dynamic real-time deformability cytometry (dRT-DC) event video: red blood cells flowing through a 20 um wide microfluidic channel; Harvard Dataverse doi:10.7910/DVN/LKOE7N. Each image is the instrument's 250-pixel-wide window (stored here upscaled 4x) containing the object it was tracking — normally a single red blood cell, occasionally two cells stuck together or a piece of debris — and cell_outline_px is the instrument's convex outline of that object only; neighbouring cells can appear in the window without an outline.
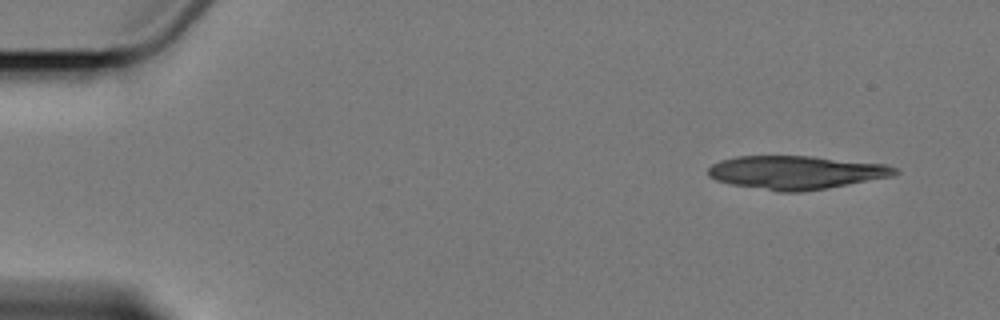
{"species": "Egyptian fruit bat (a non-hibernating species)", "species_latin": "Rousettus aegyptiacus", "temperature_condition": "cold", "stored_images_in_passage": 5, "camera_frame_rate_fps": 3000, "um_per_image_px": 0.085, "animal": {"sex": "female"}, "frame": {"image": 1, "passage_image": 1, "time_ms": 0.0, "image_size_px": [1000, 320], "cell_outline_px": [[900, 172], [892, 176], [828, 188], [800, 192], [780, 192], [732, 184], [716, 180], [708, 176], [708, 168], [712, 164], [720, 160], [736, 156], [808, 156], [884, 164], [896, 168]], "centroid_in_image_um": [67.63, 14.66], "position_along_channel_um": 17.4, "area_um2": 36.18}}